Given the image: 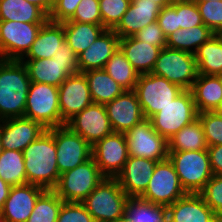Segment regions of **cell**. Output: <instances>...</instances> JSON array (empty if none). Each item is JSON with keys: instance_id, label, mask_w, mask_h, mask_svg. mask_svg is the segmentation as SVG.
<instances>
[{"instance_id": "6da1fadb", "label": "cell", "mask_w": 222, "mask_h": 222, "mask_svg": "<svg viewBox=\"0 0 222 222\" xmlns=\"http://www.w3.org/2000/svg\"><path fill=\"white\" fill-rule=\"evenodd\" d=\"M27 183L54 190L60 178L54 136L47 129L23 151Z\"/></svg>"}, {"instance_id": "7a4b0ae2", "label": "cell", "mask_w": 222, "mask_h": 222, "mask_svg": "<svg viewBox=\"0 0 222 222\" xmlns=\"http://www.w3.org/2000/svg\"><path fill=\"white\" fill-rule=\"evenodd\" d=\"M30 83L21 60L0 59V120L24 117Z\"/></svg>"}, {"instance_id": "3957f363", "label": "cell", "mask_w": 222, "mask_h": 222, "mask_svg": "<svg viewBox=\"0 0 222 222\" xmlns=\"http://www.w3.org/2000/svg\"><path fill=\"white\" fill-rule=\"evenodd\" d=\"M25 65L31 82L59 87L72 74L80 73L78 56L67 41H63L52 58L26 59Z\"/></svg>"}, {"instance_id": "277c9868", "label": "cell", "mask_w": 222, "mask_h": 222, "mask_svg": "<svg viewBox=\"0 0 222 222\" xmlns=\"http://www.w3.org/2000/svg\"><path fill=\"white\" fill-rule=\"evenodd\" d=\"M128 200L116 178L104 177L81 203L96 222H116L126 214Z\"/></svg>"}, {"instance_id": "5b68a950", "label": "cell", "mask_w": 222, "mask_h": 222, "mask_svg": "<svg viewBox=\"0 0 222 222\" xmlns=\"http://www.w3.org/2000/svg\"><path fill=\"white\" fill-rule=\"evenodd\" d=\"M187 193H199L213 176L207 150L168 152Z\"/></svg>"}, {"instance_id": "8992f818", "label": "cell", "mask_w": 222, "mask_h": 222, "mask_svg": "<svg viewBox=\"0 0 222 222\" xmlns=\"http://www.w3.org/2000/svg\"><path fill=\"white\" fill-rule=\"evenodd\" d=\"M193 95L190 90H183L176 98L149 120L154 130L169 141L184 126L197 119Z\"/></svg>"}, {"instance_id": "52a82bcc", "label": "cell", "mask_w": 222, "mask_h": 222, "mask_svg": "<svg viewBox=\"0 0 222 222\" xmlns=\"http://www.w3.org/2000/svg\"><path fill=\"white\" fill-rule=\"evenodd\" d=\"M152 74L166 78L183 90H190L198 76L194 54L165 47L160 50Z\"/></svg>"}, {"instance_id": "ba28073f", "label": "cell", "mask_w": 222, "mask_h": 222, "mask_svg": "<svg viewBox=\"0 0 222 222\" xmlns=\"http://www.w3.org/2000/svg\"><path fill=\"white\" fill-rule=\"evenodd\" d=\"M57 86L31 82L24 117L42 124L46 129L61 126Z\"/></svg>"}, {"instance_id": "9c48e42d", "label": "cell", "mask_w": 222, "mask_h": 222, "mask_svg": "<svg viewBox=\"0 0 222 222\" xmlns=\"http://www.w3.org/2000/svg\"><path fill=\"white\" fill-rule=\"evenodd\" d=\"M104 179L93 158L60 175L54 191L64 202H82Z\"/></svg>"}, {"instance_id": "30bf717a", "label": "cell", "mask_w": 222, "mask_h": 222, "mask_svg": "<svg viewBox=\"0 0 222 222\" xmlns=\"http://www.w3.org/2000/svg\"><path fill=\"white\" fill-rule=\"evenodd\" d=\"M134 91L145 119H149L172 103L183 89L164 77L148 73L139 76Z\"/></svg>"}, {"instance_id": "8fae6325", "label": "cell", "mask_w": 222, "mask_h": 222, "mask_svg": "<svg viewBox=\"0 0 222 222\" xmlns=\"http://www.w3.org/2000/svg\"><path fill=\"white\" fill-rule=\"evenodd\" d=\"M186 194L172 162L166 158L157 162L150 182L140 198L168 207Z\"/></svg>"}, {"instance_id": "7c38bea8", "label": "cell", "mask_w": 222, "mask_h": 222, "mask_svg": "<svg viewBox=\"0 0 222 222\" xmlns=\"http://www.w3.org/2000/svg\"><path fill=\"white\" fill-rule=\"evenodd\" d=\"M43 24L0 20V59L21 60Z\"/></svg>"}, {"instance_id": "4fadbf2b", "label": "cell", "mask_w": 222, "mask_h": 222, "mask_svg": "<svg viewBox=\"0 0 222 222\" xmlns=\"http://www.w3.org/2000/svg\"><path fill=\"white\" fill-rule=\"evenodd\" d=\"M48 130L54 136L60 175L92 158V146L66 125Z\"/></svg>"}, {"instance_id": "5bb4252c", "label": "cell", "mask_w": 222, "mask_h": 222, "mask_svg": "<svg viewBox=\"0 0 222 222\" xmlns=\"http://www.w3.org/2000/svg\"><path fill=\"white\" fill-rule=\"evenodd\" d=\"M129 156L162 161L168 158V141L159 135L149 119L125 133Z\"/></svg>"}, {"instance_id": "9a60e30c", "label": "cell", "mask_w": 222, "mask_h": 222, "mask_svg": "<svg viewBox=\"0 0 222 222\" xmlns=\"http://www.w3.org/2000/svg\"><path fill=\"white\" fill-rule=\"evenodd\" d=\"M92 158L104 177L116 178L129 158L125 133L105 136L92 146Z\"/></svg>"}, {"instance_id": "2e32d148", "label": "cell", "mask_w": 222, "mask_h": 222, "mask_svg": "<svg viewBox=\"0 0 222 222\" xmlns=\"http://www.w3.org/2000/svg\"><path fill=\"white\" fill-rule=\"evenodd\" d=\"M65 125L91 146L113 133L105 106L99 103L90 104L68 120Z\"/></svg>"}, {"instance_id": "e0dca14e", "label": "cell", "mask_w": 222, "mask_h": 222, "mask_svg": "<svg viewBox=\"0 0 222 222\" xmlns=\"http://www.w3.org/2000/svg\"><path fill=\"white\" fill-rule=\"evenodd\" d=\"M58 90L61 126L93 103L84 73L69 75Z\"/></svg>"}, {"instance_id": "ac0fdd59", "label": "cell", "mask_w": 222, "mask_h": 222, "mask_svg": "<svg viewBox=\"0 0 222 222\" xmlns=\"http://www.w3.org/2000/svg\"><path fill=\"white\" fill-rule=\"evenodd\" d=\"M104 106L115 133H126L145 119L134 90L124 91Z\"/></svg>"}, {"instance_id": "d6986e66", "label": "cell", "mask_w": 222, "mask_h": 222, "mask_svg": "<svg viewBox=\"0 0 222 222\" xmlns=\"http://www.w3.org/2000/svg\"><path fill=\"white\" fill-rule=\"evenodd\" d=\"M3 149L23 151L47 129L37 121L25 117L0 120Z\"/></svg>"}, {"instance_id": "ffe728a7", "label": "cell", "mask_w": 222, "mask_h": 222, "mask_svg": "<svg viewBox=\"0 0 222 222\" xmlns=\"http://www.w3.org/2000/svg\"><path fill=\"white\" fill-rule=\"evenodd\" d=\"M158 161L129 156L116 176L120 188L129 198H140L150 182Z\"/></svg>"}, {"instance_id": "44dd1931", "label": "cell", "mask_w": 222, "mask_h": 222, "mask_svg": "<svg viewBox=\"0 0 222 222\" xmlns=\"http://www.w3.org/2000/svg\"><path fill=\"white\" fill-rule=\"evenodd\" d=\"M44 191L45 189L29 183L12 186L0 210L1 215L6 222H26L32 214L38 197Z\"/></svg>"}, {"instance_id": "7402d4cb", "label": "cell", "mask_w": 222, "mask_h": 222, "mask_svg": "<svg viewBox=\"0 0 222 222\" xmlns=\"http://www.w3.org/2000/svg\"><path fill=\"white\" fill-rule=\"evenodd\" d=\"M167 216L174 222H222L199 193H187L167 207Z\"/></svg>"}, {"instance_id": "603a6c76", "label": "cell", "mask_w": 222, "mask_h": 222, "mask_svg": "<svg viewBox=\"0 0 222 222\" xmlns=\"http://www.w3.org/2000/svg\"><path fill=\"white\" fill-rule=\"evenodd\" d=\"M161 7L150 0H131L130 6L113 31L119 38L135 35L142 28L157 21Z\"/></svg>"}, {"instance_id": "cb8c5ba5", "label": "cell", "mask_w": 222, "mask_h": 222, "mask_svg": "<svg viewBox=\"0 0 222 222\" xmlns=\"http://www.w3.org/2000/svg\"><path fill=\"white\" fill-rule=\"evenodd\" d=\"M119 36L106 29L86 50L78 55L80 73L104 69L107 61L119 49Z\"/></svg>"}, {"instance_id": "d4e9b609", "label": "cell", "mask_w": 222, "mask_h": 222, "mask_svg": "<svg viewBox=\"0 0 222 222\" xmlns=\"http://www.w3.org/2000/svg\"><path fill=\"white\" fill-rule=\"evenodd\" d=\"M198 113L217 111L222 105V77L198 74L190 89Z\"/></svg>"}, {"instance_id": "484cf974", "label": "cell", "mask_w": 222, "mask_h": 222, "mask_svg": "<svg viewBox=\"0 0 222 222\" xmlns=\"http://www.w3.org/2000/svg\"><path fill=\"white\" fill-rule=\"evenodd\" d=\"M119 49L139 75L151 73L161 50L134 36L120 38Z\"/></svg>"}, {"instance_id": "4316f807", "label": "cell", "mask_w": 222, "mask_h": 222, "mask_svg": "<svg viewBox=\"0 0 222 222\" xmlns=\"http://www.w3.org/2000/svg\"><path fill=\"white\" fill-rule=\"evenodd\" d=\"M63 41H65L63 23L47 20L42 25L34 43L21 61H25L26 58H52Z\"/></svg>"}, {"instance_id": "83f0119b", "label": "cell", "mask_w": 222, "mask_h": 222, "mask_svg": "<svg viewBox=\"0 0 222 222\" xmlns=\"http://www.w3.org/2000/svg\"><path fill=\"white\" fill-rule=\"evenodd\" d=\"M65 40L78 56L86 50L105 30L102 24L64 21Z\"/></svg>"}, {"instance_id": "f1b7e54d", "label": "cell", "mask_w": 222, "mask_h": 222, "mask_svg": "<svg viewBox=\"0 0 222 222\" xmlns=\"http://www.w3.org/2000/svg\"><path fill=\"white\" fill-rule=\"evenodd\" d=\"M84 74L93 103L105 105L125 91L104 69L88 70Z\"/></svg>"}, {"instance_id": "f546056e", "label": "cell", "mask_w": 222, "mask_h": 222, "mask_svg": "<svg viewBox=\"0 0 222 222\" xmlns=\"http://www.w3.org/2000/svg\"><path fill=\"white\" fill-rule=\"evenodd\" d=\"M0 20L45 23L48 15L26 0H0Z\"/></svg>"}, {"instance_id": "4dcf8cb0", "label": "cell", "mask_w": 222, "mask_h": 222, "mask_svg": "<svg viewBox=\"0 0 222 222\" xmlns=\"http://www.w3.org/2000/svg\"><path fill=\"white\" fill-rule=\"evenodd\" d=\"M198 74L222 75V40L215 34L194 53Z\"/></svg>"}, {"instance_id": "1f68e13d", "label": "cell", "mask_w": 222, "mask_h": 222, "mask_svg": "<svg viewBox=\"0 0 222 222\" xmlns=\"http://www.w3.org/2000/svg\"><path fill=\"white\" fill-rule=\"evenodd\" d=\"M214 35L215 33L205 25L178 29L166 37V47L194 54L204 42ZM193 47L194 50L192 49Z\"/></svg>"}, {"instance_id": "d6a6232c", "label": "cell", "mask_w": 222, "mask_h": 222, "mask_svg": "<svg viewBox=\"0 0 222 222\" xmlns=\"http://www.w3.org/2000/svg\"><path fill=\"white\" fill-rule=\"evenodd\" d=\"M205 134L200 120L184 126L168 141V152L207 150Z\"/></svg>"}, {"instance_id": "836d02e7", "label": "cell", "mask_w": 222, "mask_h": 222, "mask_svg": "<svg viewBox=\"0 0 222 222\" xmlns=\"http://www.w3.org/2000/svg\"><path fill=\"white\" fill-rule=\"evenodd\" d=\"M104 70L125 91L134 90L140 76L120 49H118L107 61Z\"/></svg>"}, {"instance_id": "e575fe53", "label": "cell", "mask_w": 222, "mask_h": 222, "mask_svg": "<svg viewBox=\"0 0 222 222\" xmlns=\"http://www.w3.org/2000/svg\"><path fill=\"white\" fill-rule=\"evenodd\" d=\"M0 177L11 186L27 184L22 151L3 149L0 155Z\"/></svg>"}, {"instance_id": "d590c367", "label": "cell", "mask_w": 222, "mask_h": 222, "mask_svg": "<svg viewBox=\"0 0 222 222\" xmlns=\"http://www.w3.org/2000/svg\"><path fill=\"white\" fill-rule=\"evenodd\" d=\"M126 214L135 222H164L167 207L149 203L141 198H129Z\"/></svg>"}, {"instance_id": "8d00e7d4", "label": "cell", "mask_w": 222, "mask_h": 222, "mask_svg": "<svg viewBox=\"0 0 222 222\" xmlns=\"http://www.w3.org/2000/svg\"><path fill=\"white\" fill-rule=\"evenodd\" d=\"M63 200L54 190H45L37 199L26 222H57Z\"/></svg>"}, {"instance_id": "74e56055", "label": "cell", "mask_w": 222, "mask_h": 222, "mask_svg": "<svg viewBox=\"0 0 222 222\" xmlns=\"http://www.w3.org/2000/svg\"><path fill=\"white\" fill-rule=\"evenodd\" d=\"M131 0H99L102 25L113 30L129 8Z\"/></svg>"}, {"instance_id": "f35d334b", "label": "cell", "mask_w": 222, "mask_h": 222, "mask_svg": "<svg viewBox=\"0 0 222 222\" xmlns=\"http://www.w3.org/2000/svg\"><path fill=\"white\" fill-rule=\"evenodd\" d=\"M207 146L222 145V116L217 111L198 113Z\"/></svg>"}, {"instance_id": "ab89813d", "label": "cell", "mask_w": 222, "mask_h": 222, "mask_svg": "<svg viewBox=\"0 0 222 222\" xmlns=\"http://www.w3.org/2000/svg\"><path fill=\"white\" fill-rule=\"evenodd\" d=\"M199 194L206 204L222 219V176L213 175Z\"/></svg>"}, {"instance_id": "60d3db41", "label": "cell", "mask_w": 222, "mask_h": 222, "mask_svg": "<svg viewBox=\"0 0 222 222\" xmlns=\"http://www.w3.org/2000/svg\"><path fill=\"white\" fill-rule=\"evenodd\" d=\"M203 24L215 34L222 30V1H207L197 4Z\"/></svg>"}, {"instance_id": "b9f144b4", "label": "cell", "mask_w": 222, "mask_h": 222, "mask_svg": "<svg viewBox=\"0 0 222 222\" xmlns=\"http://www.w3.org/2000/svg\"><path fill=\"white\" fill-rule=\"evenodd\" d=\"M176 12L178 14V26L180 29H187L204 25L198 6L189 0L176 1Z\"/></svg>"}, {"instance_id": "7bdbcfd3", "label": "cell", "mask_w": 222, "mask_h": 222, "mask_svg": "<svg viewBox=\"0 0 222 222\" xmlns=\"http://www.w3.org/2000/svg\"><path fill=\"white\" fill-rule=\"evenodd\" d=\"M57 222H96L81 202H63Z\"/></svg>"}, {"instance_id": "ee69618b", "label": "cell", "mask_w": 222, "mask_h": 222, "mask_svg": "<svg viewBox=\"0 0 222 222\" xmlns=\"http://www.w3.org/2000/svg\"><path fill=\"white\" fill-rule=\"evenodd\" d=\"M67 21L102 24L99 0H81L74 15Z\"/></svg>"}, {"instance_id": "f6af8a7d", "label": "cell", "mask_w": 222, "mask_h": 222, "mask_svg": "<svg viewBox=\"0 0 222 222\" xmlns=\"http://www.w3.org/2000/svg\"><path fill=\"white\" fill-rule=\"evenodd\" d=\"M133 36L140 41L157 46L160 49L166 47V36L164 35L162 29L159 27L157 21L148 24Z\"/></svg>"}, {"instance_id": "bcb514c9", "label": "cell", "mask_w": 222, "mask_h": 222, "mask_svg": "<svg viewBox=\"0 0 222 222\" xmlns=\"http://www.w3.org/2000/svg\"><path fill=\"white\" fill-rule=\"evenodd\" d=\"M157 22L166 37L180 29V26H178L176 1L173 2L171 5L161 8L160 13L157 17Z\"/></svg>"}, {"instance_id": "7dc6e473", "label": "cell", "mask_w": 222, "mask_h": 222, "mask_svg": "<svg viewBox=\"0 0 222 222\" xmlns=\"http://www.w3.org/2000/svg\"><path fill=\"white\" fill-rule=\"evenodd\" d=\"M80 1L81 0H55L48 20L60 23L69 20L74 15Z\"/></svg>"}, {"instance_id": "c3c4849f", "label": "cell", "mask_w": 222, "mask_h": 222, "mask_svg": "<svg viewBox=\"0 0 222 222\" xmlns=\"http://www.w3.org/2000/svg\"><path fill=\"white\" fill-rule=\"evenodd\" d=\"M207 152L213 175L222 176V145L208 146Z\"/></svg>"}, {"instance_id": "681fc988", "label": "cell", "mask_w": 222, "mask_h": 222, "mask_svg": "<svg viewBox=\"0 0 222 222\" xmlns=\"http://www.w3.org/2000/svg\"><path fill=\"white\" fill-rule=\"evenodd\" d=\"M29 3L37 5L41 8L48 16L51 13L55 0H26Z\"/></svg>"}, {"instance_id": "f907efd6", "label": "cell", "mask_w": 222, "mask_h": 222, "mask_svg": "<svg viewBox=\"0 0 222 222\" xmlns=\"http://www.w3.org/2000/svg\"><path fill=\"white\" fill-rule=\"evenodd\" d=\"M11 185L4 182L3 179L0 177V210L2 209L6 199L9 196V192L11 189Z\"/></svg>"}, {"instance_id": "816d5d0a", "label": "cell", "mask_w": 222, "mask_h": 222, "mask_svg": "<svg viewBox=\"0 0 222 222\" xmlns=\"http://www.w3.org/2000/svg\"><path fill=\"white\" fill-rule=\"evenodd\" d=\"M156 2L161 8L171 5L173 2L171 0H150Z\"/></svg>"}, {"instance_id": "f5cc1de1", "label": "cell", "mask_w": 222, "mask_h": 222, "mask_svg": "<svg viewBox=\"0 0 222 222\" xmlns=\"http://www.w3.org/2000/svg\"><path fill=\"white\" fill-rule=\"evenodd\" d=\"M116 222H135L127 214L118 219Z\"/></svg>"}, {"instance_id": "db71d44e", "label": "cell", "mask_w": 222, "mask_h": 222, "mask_svg": "<svg viewBox=\"0 0 222 222\" xmlns=\"http://www.w3.org/2000/svg\"><path fill=\"white\" fill-rule=\"evenodd\" d=\"M189 1L194 2L195 4H198V3H204L207 1H222V0H189Z\"/></svg>"}, {"instance_id": "11a10c76", "label": "cell", "mask_w": 222, "mask_h": 222, "mask_svg": "<svg viewBox=\"0 0 222 222\" xmlns=\"http://www.w3.org/2000/svg\"><path fill=\"white\" fill-rule=\"evenodd\" d=\"M2 151H3V147H2V140H1V135H0V155L2 154Z\"/></svg>"}, {"instance_id": "9f6ffc18", "label": "cell", "mask_w": 222, "mask_h": 222, "mask_svg": "<svg viewBox=\"0 0 222 222\" xmlns=\"http://www.w3.org/2000/svg\"><path fill=\"white\" fill-rule=\"evenodd\" d=\"M0 222H6V220L3 218V216L1 215V211H0Z\"/></svg>"}, {"instance_id": "6f0895ef", "label": "cell", "mask_w": 222, "mask_h": 222, "mask_svg": "<svg viewBox=\"0 0 222 222\" xmlns=\"http://www.w3.org/2000/svg\"><path fill=\"white\" fill-rule=\"evenodd\" d=\"M164 222H174V221H172V220L167 216L166 219L164 220Z\"/></svg>"}, {"instance_id": "680465c9", "label": "cell", "mask_w": 222, "mask_h": 222, "mask_svg": "<svg viewBox=\"0 0 222 222\" xmlns=\"http://www.w3.org/2000/svg\"><path fill=\"white\" fill-rule=\"evenodd\" d=\"M217 112L222 116V106L217 110Z\"/></svg>"}, {"instance_id": "91938a15", "label": "cell", "mask_w": 222, "mask_h": 222, "mask_svg": "<svg viewBox=\"0 0 222 222\" xmlns=\"http://www.w3.org/2000/svg\"><path fill=\"white\" fill-rule=\"evenodd\" d=\"M217 35L221 38L222 40V30L220 32L217 33Z\"/></svg>"}, {"instance_id": "94428289", "label": "cell", "mask_w": 222, "mask_h": 222, "mask_svg": "<svg viewBox=\"0 0 222 222\" xmlns=\"http://www.w3.org/2000/svg\"><path fill=\"white\" fill-rule=\"evenodd\" d=\"M172 2H175V1H186V0H171Z\"/></svg>"}]
</instances>
